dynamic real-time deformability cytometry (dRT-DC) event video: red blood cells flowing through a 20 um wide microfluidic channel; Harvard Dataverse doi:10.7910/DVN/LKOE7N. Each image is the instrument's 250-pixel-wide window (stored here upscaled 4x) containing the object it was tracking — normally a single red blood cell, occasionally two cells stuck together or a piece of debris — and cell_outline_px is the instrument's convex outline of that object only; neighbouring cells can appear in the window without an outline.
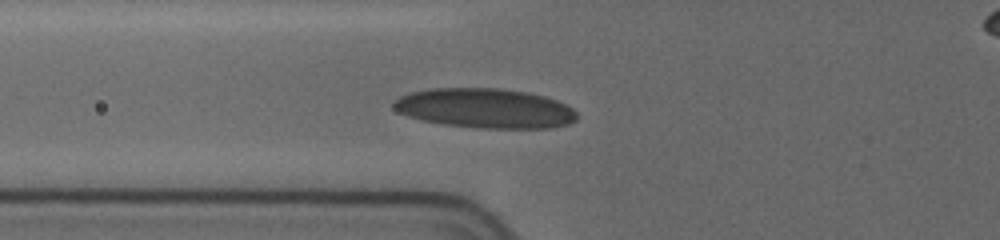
{"species": "human", "species_latin": "Homo sapiens", "temperature_condition": "cold", "stored_images_in_passage": 4, "camera_frame_rate_fps": 3000, "um_per_image_px": 0.085, "donor": {"sex": "female"}, "frame": {"image": 1, "passage_image": 4, "time_ms": 3.667, "image_size_px": [1000, 240], "cell_outline_px": [[576, 120], [568, 124], [552, 128], [476, 128], [444, 124], [424, 120], [408, 116], [392, 108], [392, 104], [400, 96], [412, 92], [432, 88], [500, 88], [524, 92], [544, 96], [556, 100], [572, 108], [576, 112]], "centroid_in_image_um": [41.23, 9.21], "position_along_channel_um": 84.6, "area_um2": 42.19}}